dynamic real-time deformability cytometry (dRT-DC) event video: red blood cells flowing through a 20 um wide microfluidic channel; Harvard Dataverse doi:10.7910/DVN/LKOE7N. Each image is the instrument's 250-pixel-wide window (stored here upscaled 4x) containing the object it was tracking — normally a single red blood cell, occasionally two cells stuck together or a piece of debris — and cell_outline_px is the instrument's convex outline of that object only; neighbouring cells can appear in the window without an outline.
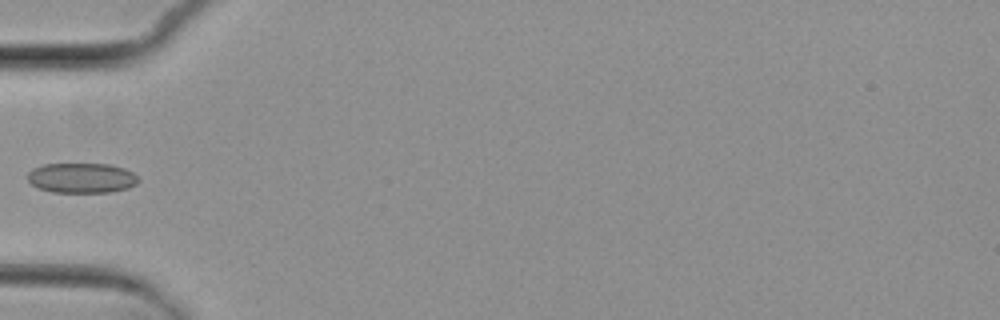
{"species": "common noctule bat (a hibernating species)", "species_latin": "Nyctalus noctula", "temperature_condition": "cold", "stored_images_in_passage": 4, "camera_frame_rate_fps": 3000, "um_per_image_px": 0.085, "animal": {"sex": "female", "body_mass_g": 29.2, "forearm_length_mm": 56.3}, "frame": {"image": 1, "passage_image": 4, "time_ms": 4.333, "image_size_px": [1000, 320], "cell_outline_px": [[140, 180], [136, 184], [128, 188], [112, 192], [52, 192], [40, 188], [32, 184], [28, 180], [28, 172], [32, 168], [44, 164], [108, 164], [124, 168], [132, 172]], "centroid_in_image_um": [6.95, 15.12], "position_along_channel_um": 78.1, "area_um2": 19.36}}